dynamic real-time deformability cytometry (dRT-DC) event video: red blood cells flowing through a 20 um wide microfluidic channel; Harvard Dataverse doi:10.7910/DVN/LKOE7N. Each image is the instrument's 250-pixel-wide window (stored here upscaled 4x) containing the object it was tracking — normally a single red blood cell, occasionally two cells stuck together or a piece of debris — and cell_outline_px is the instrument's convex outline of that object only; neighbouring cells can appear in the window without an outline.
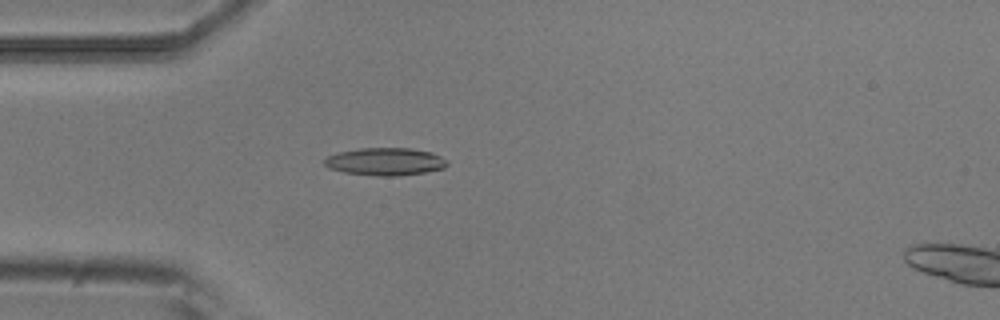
{"species": "common noctule bat (a hibernating species)", "species_latin": "Nyctalus noctula", "temperature_condition": "room temperature", "stored_images_in_passage": 5, "camera_frame_rate_fps": 3000, "um_per_image_px": 0.085, "animal": {"sex": "male", "body_mass_g": 20.5, "forearm_length_mm": 52.5}, "frame": {"image": 1, "passage_image": 5, "time_ms": 1.333, "image_size_px": [1000, 320], "cell_outline_px": [[448, 164], [444, 168], [424, 172], [400, 176], [376, 176], [344, 172], [328, 168], [324, 164], [324, 160], [328, 156], [340, 152], [360, 148], [412, 148], [432, 152], [448, 160]], "centroid_in_image_um": [32.77, 13.74], "position_along_channel_um": 52.2, "area_um2": 19.83}}